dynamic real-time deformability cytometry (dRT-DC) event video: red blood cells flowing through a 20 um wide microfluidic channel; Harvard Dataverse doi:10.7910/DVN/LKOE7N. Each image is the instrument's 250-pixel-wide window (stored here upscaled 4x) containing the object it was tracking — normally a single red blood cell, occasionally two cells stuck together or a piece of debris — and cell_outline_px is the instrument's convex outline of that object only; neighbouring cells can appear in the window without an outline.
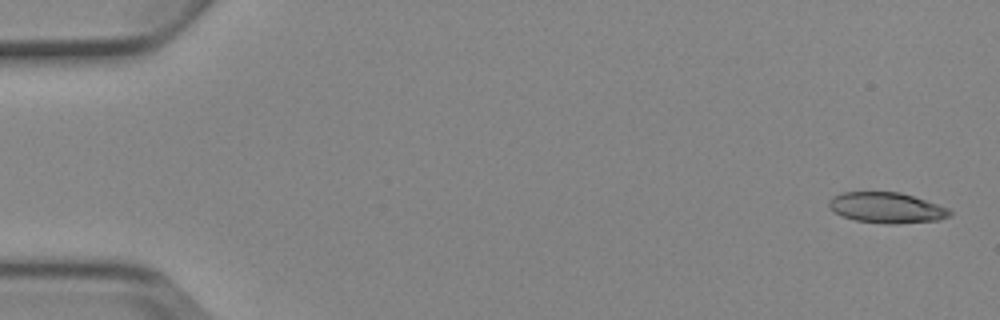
{"species": "Egyptian fruit bat (a non-hibernating species)", "species_latin": "Rousettus aegyptiacus", "temperature_condition": "cold", "stored_images_in_passage": 4, "camera_frame_rate_fps": 3000, "um_per_image_px": 0.085, "animal": {"sex": "female"}, "frame": {"image": 1, "passage_image": 1, "time_ms": 0.0, "image_size_px": [1000, 320], "cell_outline_px": [[952, 212], [948, 216], [940, 220], [896, 224], [884, 224], [856, 220], [832, 212], [828, 208], [828, 200], [832, 196], [844, 192], [900, 192], [948, 208]], "centroid_in_image_um": [75.31, 17.66], "position_along_channel_um": 9.7, "area_um2": 21.56}}
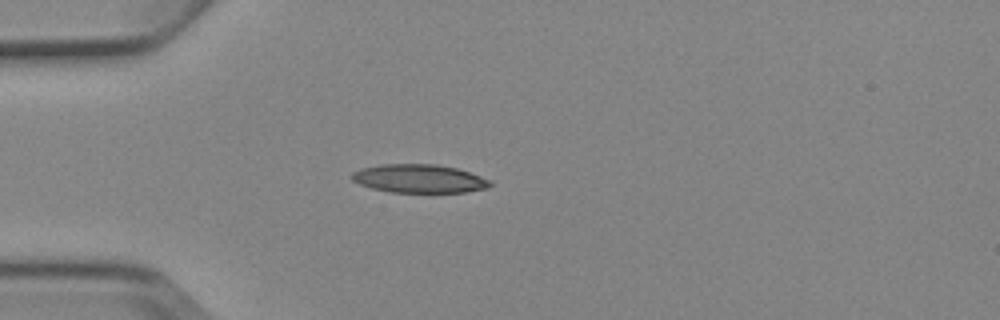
{"frame": {"image": 2, "passage_image": 4, "time_ms": 4.333, "image_size_px": [1000, 320], "cell_outline_px": [[492, 184], [488, 188], [468, 192], [388, 192], [372, 188], [360, 184], [352, 180], [352, 172], [360, 168], [380, 164], [436, 164], [456, 168], [492, 180]], "centroid_in_image_um": [35.63, 15.18], "position_along_channel_um": 49.4, "area_um2": 23.0}}